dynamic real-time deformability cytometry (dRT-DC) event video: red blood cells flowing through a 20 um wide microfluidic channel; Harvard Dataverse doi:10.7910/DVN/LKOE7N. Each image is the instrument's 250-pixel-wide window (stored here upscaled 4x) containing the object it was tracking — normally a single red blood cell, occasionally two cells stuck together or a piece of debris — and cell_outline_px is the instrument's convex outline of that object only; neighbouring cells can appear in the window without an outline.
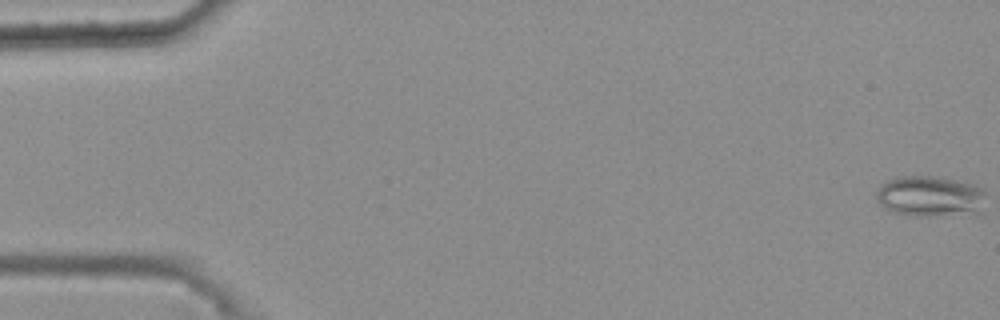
{"species": "common noctule bat (a hibernating species)", "species_latin": "Nyctalus noctula", "temperature_condition": "warm", "stored_images_in_passage": 11, "camera_frame_rate_fps": 3000, "um_per_image_px": 0.085, "animal": {"sex": "female", "body_mass_g": 25.1}, "frame": {"image": 1, "passage_image": 1, "time_ms": 0.0, "image_size_px": [1000, 320], "cell_outline_px": [[984, 192], [980, 216], [912, 216], [892, 212], [884, 208], [880, 204], [876, 196], [876, 192], [880, 184], [888, 180], [900, 176], [932, 176], [956, 180], [972, 184], [984, 188]], "centroid_in_image_um": [79.09, 16.72], "position_along_channel_um": 5.9, "area_um2": 26.7}}